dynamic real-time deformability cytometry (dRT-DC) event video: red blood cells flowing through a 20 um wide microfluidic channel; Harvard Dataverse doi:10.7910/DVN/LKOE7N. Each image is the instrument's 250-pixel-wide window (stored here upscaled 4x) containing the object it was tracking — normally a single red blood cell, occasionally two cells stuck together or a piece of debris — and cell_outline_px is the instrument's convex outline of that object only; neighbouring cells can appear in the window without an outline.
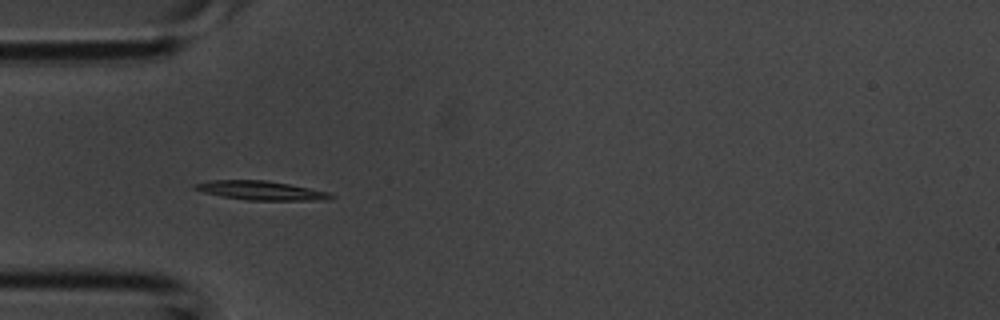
{"species": "common noctule bat (a hibernating species)", "species_latin": "Nyctalus noctula", "temperature_condition": "room temperature", "stored_images_in_passage": 2, "camera_frame_rate_fps": 3000, "um_per_image_px": 0.085, "animal": {"sex": "male", "body_mass_g": 20.1, "forearm_length_mm": 53.5}, "frame": {"image": 1, "passage_image": 1, "time_ms": 0.0, "image_size_px": [1000, 320], "cell_outline_px": [[336, 196], [328, 200], [248, 200], [220, 196], [204, 192], [192, 188], [192, 184], [212, 180], [264, 180], [288, 184], [328, 192]], "centroid_in_image_um": [22.15, 16.19], "position_along_channel_um": 62.8, "area_um2": 14.97}}
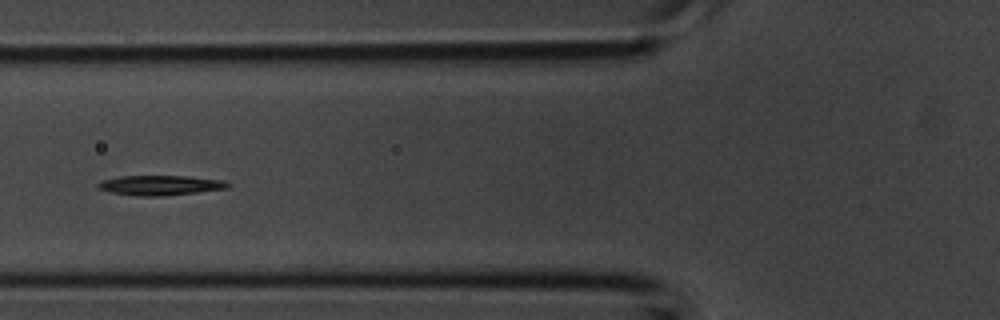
{"frame": {"image": 2, "passage_image": 2, "time_ms": 0.333, "image_size_px": [1000, 320], "cell_outline_px": [[228, 188], [164, 196], [136, 196], [112, 192], [100, 188], [96, 184], [100, 180], [120, 176], [188, 176], [224, 180], [228, 184]], "centroid_in_image_um": [13.6, 15.74], "position_along_channel_um": 112.2, "area_um2": 14.91}}